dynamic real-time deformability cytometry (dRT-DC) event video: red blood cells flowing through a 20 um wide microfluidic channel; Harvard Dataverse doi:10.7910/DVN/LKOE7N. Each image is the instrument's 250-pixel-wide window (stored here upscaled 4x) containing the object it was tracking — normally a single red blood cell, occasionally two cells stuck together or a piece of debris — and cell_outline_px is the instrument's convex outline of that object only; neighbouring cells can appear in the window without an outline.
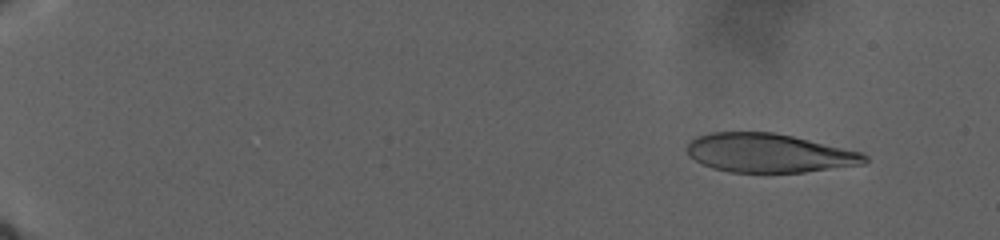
{"species": "human", "species_latin": "Homo sapiens", "temperature_condition": "warm", "stored_images_in_passage": 60, "camera_frame_rate_fps": 3000, "um_per_image_px": 0.085, "donor": {"sex": "male"}, "frame": {"image": 1, "passage_image": 1, "time_ms": 0.0, "image_size_px": [1000, 240], "cell_outline_px": [[868, 160], [864, 164], [804, 172], [732, 172], [712, 168], [688, 156], [688, 144], [696, 136], [712, 132], [772, 132], [792, 136], [860, 152], [868, 156]], "centroid_in_image_um": [65.35, 13.01], "position_along_channel_um": 19.6, "area_um2": 39.82}}
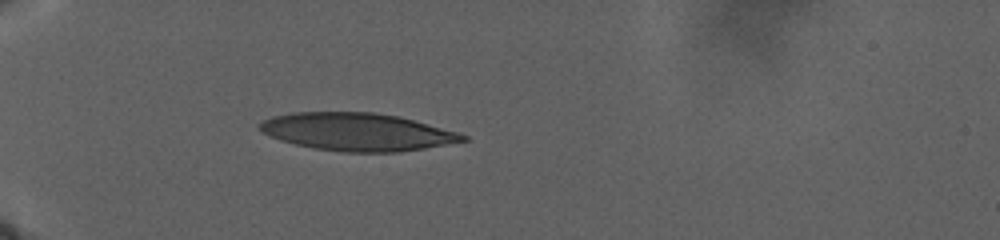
{"frame": {"image": 2, "passage_image": 45, "time_ms": 10.0, "image_size_px": [1000, 240], "cell_outline_px": [[468, 140], [424, 148], [400, 152], [340, 152], [312, 148], [280, 140], [264, 132], [260, 128], [260, 124], [264, 120], [272, 116], [292, 112], [376, 112], [400, 116], [456, 132], [468, 136]], "centroid_in_image_um": [30.36, 11.21], "position_along_channel_um": 54.6, "area_um2": 44.45}}
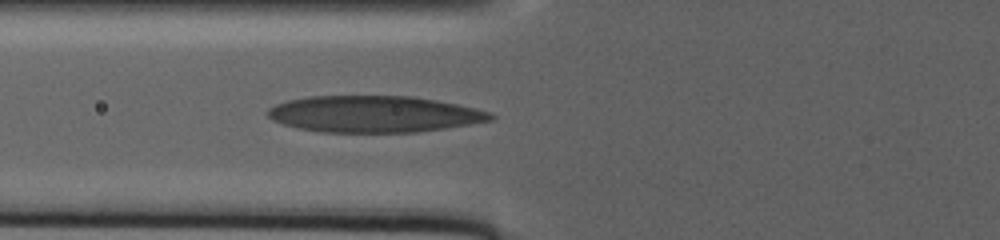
{"frame": {"image": 3, "passage_image": 60, "time_ms": 14.0, "image_size_px": [1000, 240], "cell_outline_px": [[496, 116], [492, 120], [472, 124], [448, 128], [420, 132], [320, 132], [296, 128], [280, 124], [272, 120], [268, 116], [268, 112], [276, 104], [292, 100], [312, 96], [408, 96], [456, 104], [488, 112]], "centroid_in_image_um": [31.79, 9.71], "position_along_channel_um": 94.0, "area_um2": 47.11}}